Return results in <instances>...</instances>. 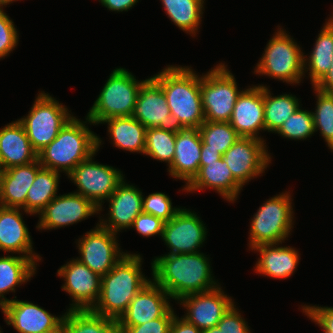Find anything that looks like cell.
<instances>
[{"instance_id":"cell-1","label":"cell","mask_w":333,"mask_h":333,"mask_svg":"<svg viewBox=\"0 0 333 333\" xmlns=\"http://www.w3.org/2000/svg\"><path fill=\"white\" fill-rule=\"evenodd\" d=\"M151 267L153 280L174 300L218 286L208 258L200 252L156 257Z\"/></svg>"},{"instance_id":"cell-2","label":"cell","mask_w":333,"mask_h":333,"mask_svg":"<svg viewBox=\"0 0 333 333\" xmlns=\"http://www.w3.org/2000/svg\"><path fill=\"white\" fill-rule=\"evenodd\" d=\"M141 260L140 255L126 253L101 277L100 295L92 312L116 322L120 319L131 300L150 281L141 272Z\"/></svg>"},{"instance_id":"cell-3","label":"cell","mask_w":333,"mask_h":333,"mask_svg":"<svg viewBox=\"0 0 333 333\" xmlns=\"http://www.w3.org/2000/svg\"><path fill=\"white\" fill-rule=\"evenodd\" d=\"M198 76L189 67L168 66L152 77L162 87L171 115L184 128L198 129L205 122Z\"/></svg>"},{"instance_id":"cell-4","label":"cell","mask_w":333,"mask_h":333,"mask_svg":"<svg viewBox=\"0 0 333 333\" xmlns=\"http://www.w3.org/2000/svg\"><path fill=\"white\" fill-rule=\"evenodd\" d=\"M85 125L73 116L58 136L38 153L40 165L69 175L79 163L95 154L101 140Z\"/></svg>"},{"instance_id":"cell-5","label":"cell","mask_w":333,"mask_h":333,"mask_svg":"<svg viewBox=\"0 0 333 333\" xmlns=\"http://www.w3.org/2000/svg\"><path fill=\"white\" fill-rule=\"evenodd\" d=\"M131 72L116 68L110 74L98 98L89 110L86 120L91 124L115 117L131 116L141 85Z\"/></svg>"},{"instance_id":"cell-6","label":"cell","mask_w":333,"mask_h":333,"mask_svg":"<svg viewBox=\"0 0 333 333\" xmlns=\"http://www.w3.org/2000/svg\"><path fill=\"white\" fill-rule=\"evenodd\" d=\"M280 28L269 40L254 72L287 83H300L304 75V55L297 43Z\"/></svg>"},{"instance_id":"cell-7","label":"cell","mask_w":333,"mask_h":333,"mask_svg":"<svg viewBox=\"0 0 333 333\" xmlns=\"http://www.w3.org/2000/svg\"><path fill=\"white\" fill-rule=\"evenodd\" d=\"M237 88L235 77L222 63L200 77L205 121H230L235 103L242 92Z\"/></svg>"},{"instance_id":"cell-8","label":"cell","mask_w":333,"mask_h":333,"mask_svg":"<svg viewBox=\"0 0 333 333\" xmlns=\"http://www.w3.org/2000/svg\"><path fill=\"white\" fill-rule=\"evenodd\" d=\"M282 193L266 201L254 215L250 227V248L262 244H279L292 230V200Z\"/></svg>"},{"instance_id":"cell-9","label":"cell","mask_w":333,"mask_h":333,"mask_svg":"<svg viewBox=\"0 0 333 333\" xmlns=\"http://www.w3.org/2000/svg\"><path fill=\"white\" fill-rule=\"evenodd\" d=\"M29 114L18 119L24 126L34 150L39 153L73 117L62 104L47 93H39Z\"/></svg>"},{"instance_id":"cell-10","label":"cell","mask_w":333,"mask_h":333,"mask_svg":"<svg viewBox=\"0 0 333 333\" xmlns=\"http://www.w3.org/2000/svg\"><path fill=\"white\" fill-rule=\"evenodd\" d=\"M93 156L94 154L79 163L68 177L79 188V192L75 193L91 200L100 211L103 200H107L112 195L124 177L121 171L94 162Z\"/></svg>"},{"instance_id":"cell-11","label":"cell","mask_w":333,"mask_h":333,"mask_svg":"<svg viewBox=\"0 0 333 333\" xmlns=\"http://www.w3.org/2000/svg\"><path fill=\"white\" fill-rule=\"evenodd\" d=\"M146 128H160L176 134L184 129L179 119L171 115L162 87L152 78L141 85L131 115Z\"/></svg>"},{"instance_id":"cell-12","label":"cell","mask_w":333,"mask_h":333,"mask_svg":"<svg viewBox=\"0 0 333 333\" xmlns=\"http://www.w3.org/2000/svg\"><path fill=\"white\" fill-rule=\"evenodd\" d=\"M264 140L240 137L223 155L233 178L243 187L271 163Z\"/></svg>"},{"instance_id":"cell-13","label":"cell","mask_w":333,"mask_h":333,"mask_svg":"<svg viewBox=\"0 0 333 333\" xmlns=\"http://www.w3.org/2000/svg\"><path fill=\"white\" fill-rule=\"evenodd\" d=\"M98 225V226H97ZM95 229L87 232L86 235L78 240V249L81 253V263L99 276L108 273L126 254L120 252L116 233L111 232L99 224Z\"/></svg>"},{"instance_id":"cell-14","label":"cell","mask_w":333,"mask_h":333,"mask_svg":"<svg viewBox=\"0 0 333 333\" xmlns=\"http://www.w3.org/2000/svg\"><path fill=\"white\" fill-rule=\"evenodd\" d=\"M206 234L200 217L190 210L180 209L164 223L161 237L170 248L168 254H191L199 252L197 248L205 241Z\"/></svg>"},{"instance_id":"cell-15","label":"cell","mask_w":333,"mask_h":333,"mask_svg":"<svg viewBox=\"0 0 333 333\" xmlns=\"http://www.w3.org/2000/svg\"><path fill=\"white\" fill-rule=\"evenodd\" d=\"M219 285L209 291L183 296L178 301L188 311L182 317L188 323L194 324L201 331L217 326L218 322L234 304L225 295Z\"/></svg>"},{"instance_id":"cell-16","label":"cell","mask_w":333,"mask_h":333,"mask_svg":"<svg viewBox=\"0 0 333 333\" xmlns=\"http://www.w3.org/2000/svg\"><path fill=\"white\" fill-rule=\"evenodd\" d=\"M58 275L65 278L62 289L68 292L75 302L69 310H91L94 307L100 295L101 276L78 259L61 266Z\"/></svg>"},{"instance_id":"cell-17","label":"cell","mask_w":333,"mask_h":333,"mask_svg":"<svg viewBox=\"0 0 333 333\" xmlns=\"http://www.w3.org/2000/svg\"><path fill=\"white\" fill-rule=\"evenodd\" d=\"M99 208L78 193L56 196L39 213L38 229H55L71 225L98 213Z\"/></svg>"},{"instance_id":"cell-18","label":"cell","mask_w":333,"mask_h":333,"mask_svg":"<svg viewBox=\"0 0 333 333\" xmlns=\"http://www.w3.org/2000/svg\"><path fill=\"white\" fill-rule=\"evenodd\" d=\"M170 295L154 280H150L135 295L117 326H137L161 318L170 308Z\"/></svg>"},{"instance_id":"cell-19","label":"cell","mask_w":333,"mask_h":333,"mask_svg":"<svg viewBox=\"0 0 333 333\" xmlns=\"http://www.w3.org/2000/svg\"><path fill=\"white\" fill-rule=\"evenodd\" d=\"M1 310L5 321L19 333H47L62 325L64 315L56 317L27 301L11 299Z\"/></svg>"},{"instance_id":"cell-20","label":"cell","mask_w":333,"mask_h":333,"mask_svg":"<svg viewBox=\"0 0 333 333\" xmlns=\"http://www.w3.org/2000/svg\"><path fill=\"white\" fill-rule=\"evenodd\" d=\"M241 137L257 139L259 130H265L263 85L242 90L229 121Z\"/></svg>"},{"instance_id":"cell-21","label":"cell","mask_w":333,"mask_h":333,"mask_svg":"<svg viewBox=\"0 0 333 333\" xmlns=\"http://www.w3.org/2000/svg\"><path fill=\"white\" fill-rule=\"evenodd\" d=\"M107 200L110 203L108 224L102 220L99 225L113 233L131 228L134 219L143 212L142 192L124 180Z\"/></svg>"},{"instance_id":"cell-22","label":"cell","mask_w":333,"mask_h":333,"mask_svg":"<svg viewBox=\"0 0 333 333\" xmlns=\"http://www.w3.org/2000/svg\"><path fill=\"white\" fill-rule=\"evenodd\" d=\"M202 139L196 128H184L176 133L175 154L168 168L174 178L186 181V186L200 170Z\"/></svg>"},{"instance_id":"cell-23","label":"cell","mask_w":333,"mask_h":333,"mask_svg":"<svg viewBox=\"0 0 333 333\" xmlns=\"http://www.w3.org/2000/svg\"><path fill=\"white\" fill-rule=\"evenodd\" d=\"M42 166L39 160L0 171V206L21 208L26 212V197Z\"/></svg>"},{"instance_id":"cell-24","label":"cell","mask_w":333,"mask_h":333,"mask_svg":"<svg viewBox=\"0 0 333 333\" xmlns=\"http://www.w3.org/2000/svg\"><path fill=\"white\" fill-rule=\"evenodd\" d=\"M38 160L21 122L15 121L0 129V171Z\"/></svg>"},{"instance_id":"cell-25","label":"cell","mask_w":333,"mask_h":333,"mask_svg":"<svg viewBox=\"0 0 333 333\" xmlns=\"http://www.w3.org/2000/svg\"><path fill=\"white\" fill-rule=\"evenodd\" d=\"M208 187L216 190L230 202L235 201L242 189V186L233 178L223 158L206 162V165L200 168L198 174L184 189L192 192Z\"/></svg>"},{"instance_id":"cell-26","label":"cell","mask_w":333,"mask_h":333,"mask_svg":"<svg viewBox=\"0 0 333 333\" xmlns=\"http://www.w3.org/2000/svg\"><path fill=\"white\" fill-rule=\"evenodd\" d=\"M19 209L0 206V250L39 257L33 253L31 236Z\"/></svg>"},{"instance_id":"cell-27","label":"cell","mask_w":333,"mask_h":333,"mask_svg":"<svg viewBox=\"0 0 333 333\" xmlns=\"http://www.w3.org/2000/svg\"><path fill=\"white\" fill-rule=\"evenodd\" d=\"M277 244H262L252 250L259 251L260 258L256 264V272L271 278L290 277L299 262L298 251L291 247H278Z\"/></svg>"},{"instance_id":"cell-28","label":"cell","mask_w":333,"mask_h":333,"mask_svg":"<svg viewBox=\"0 0 333 333\" xmlns=\"http://www.w3.org/2000/svg\"><path fill=\"white\" fill-rule=\"evenodd\" d=\"M40 257L4 256L0 257V308L10 300L4 297L6 292H15V287L27 282L36 271V261Z\"/></svg>"},{"instance_id":"cell-29","label":"cell","mask_w":333,"mask_h":333,"mask_svg":"<svg viewBox=\"0 0 333 333\" xmlns=\"http://www.w3.org/2000/svg\"><path fill=\"white\" fill-rule=\"evenodd\" d=\"M108 123L113 144L130 152H145L146 127L132 116L115 117L102 121Z\"/></svg>"},{"instance_id":"cell-30","label":"cell","mask_w":333,"mask_h":333,"mask_svg":"<svg viewBox=\"0 0 333 333\" xmlns=\"http://www.w3.org/2000/svg\"><path fill=\"white\" fill-rule=\"evenodd\" d=\"M314 46L309 58L307 59L304 56V70L308 69L310 71L312 86H316L324 78L333 61V26L329 21L326 22L319 33Z\"/></svg>"},{"instance_id":"cell-31","label":"cell","mask_w":333,"mask_h":333,"mask_svg":"<svg viewBox=\"0 0 333 333\" xmlns=\"http://www.w3.org/2000/svg\"><path fill=\"white\" fill-rule=\"evenodd\" d=\"M59 172L41 167L26 197V213H40L57 195Z\"/></svg>"},{"instance_id":"cell-32","label":"cell","mask_w":333,"mask_h":333,"mask_svg":"<svg viewBox=\"0 0 333 333\" xmlns=\"http://www.w3.org/2000/svg\"><path fill=\"white\" fill-rule=\"evenodd\" d=\"M66 333H118L117 322L91 310H69L64 314Z\"/></svg>"},{"instance_id":"cell-33","label":"cell","mask_w":333,"mask_h":333,"mask_svg":"<svg viewBox=\"0 0 333 333\" xmlns=\"http://www.w3.org/2000/svg\"><path fill=\"white\" fill-rule=\"evenodd\" d=\"M264 125L268 132H277L283 123L299 108L298 98L290 94L271 96L263 85Z\"/></svg>"},{"instance_id":"cell-34","label":"cell","mask_w":333,"mask_h":333,"mask_svg":"<svg viewBox=\"0 0 333 333\" xmlns=\"http://www.w3.org/2000/svg\"><path fill=\"white\" fill-rule=\"evenodd\" d=\"M168 17L183 31L195 34L205 0H161Z\"/></svg>"},{"instance_id":"cell-35","label":"cell","mask_w":333,"mask_h":333,"mask_svg":"<svg viewBox=\"0 0 333 333\" xmlns=\"http://www.w3.org/2000/svg\"><path fill=\"white\" fill-rule=\"evenodd\" d=\"M198 130L202 145L222 155L241 137L229 122L205 121Z\"/></svg>"},{"instance_id":"cell-36","label":"cell","mask_w":333,"mask_h":333,"mask_svg":"<svg viewBox=\"0 0 333 333\" xmlns=\"http://www.w3.org/2000/svg\"><path fill=\"white\" fill-rule=\"evenodd\" d=\"M176 134L160 128H147L145 137V155L165 161L171 165L175 154Z\"/></svg>"},{"instance_id":"cell-37","label":"cell","mask_w":333,"mask_h":333,"mask_svg":"<svg viewBox=\"0 0 333 333\" xmlns=\"http://www.w3.org/2000/svg\"><path fill=\"white\" fill-rule=\"evenodd\" d=\"M317 93V106L312 112L314 130H320L328 147L333 144V93L324 92L313 86Z\"/></svg>"},{"instance_id":"cell-38","label":"cell","mask_w":333,"mask_h":333,"mask_svg":"<svg viewBox=\"0 0 333 333\" xmlns=\"http://www.w3.org/2000/svg\"><path fill=\"white\" fill-rule=\"evenodd\" d=\"M315 132L312 112L300 107L283 123L278 134L292 140H303Z\"/></svg>"},{"instance_id":"cell-39","label":"cell","mask_w":333,"mask_h":333,"mask_svg":"<svg viewBox=\"0 0 333 333\" xmlns=\"http://www.w3.org/2000/svg\"><path fill=\"white\" fill-rule=\"evenodd\" d=\"M143 212L152 214L164 222L173 218L180 208H173L170 198L161 192L149 194L143 198Z\"/></svg>"},{"instance_id":"cell-40","label":"cell","mask_w":333,"mask_h":333,"mask_svg":"<svg viewBox=\"0 0 333 333\" xmlns=\"http://www.w3.org/2000/svg\"><path fill=\"white\" fill-rule=\"evenodd\" d=\"M175 314L172 307L161 317L137 326H117L118 333H170Z\"/></svg>"},{"instance_id":"cell-41","label":"cell","mask_w":333,"mask_h":333,"mask_svg":"<svg viewBox=\"0 0 333 333\" xmlns=\"http://www.w3.org/2000/svg\"><path fill=\"white\" fill-rule=\"evenodd\" d=\"M17 43L18 33L14 23L0 7V59L9 55Z\"/></svg>"},{"instance_id":"cell-42","label":"cell","mask_w":333,"mask_h":333,"mask_svg":"<svg viewBox=\"0 0 333 333\" xmlns=\"http://www.w3.org/2000/svg\"><path fill=\"white\" fill-rule=\"evenodd\" d=\"M164 223L165 222L160 218H157L152 214L142 212L134 219L131 228H135L140 235L145 237L156 234L162 236Z\"/></svg>"},{"instance_id":"cell-43","label":"cell","mask_w":333,"mask_h":333,"mask_svg":"<svg viewBox=\"0 0 333 333\" xmlns=\"http://www.w3.org/2000/svg\"><path fill=\"white\" fill-rule=\"evenodd\" d=\"M233 304L229 310L224 314L217 326L222 333H250V329L246 324L245 319H242L239 312Z\"/></svg>"},{"instance_id":"cell-44","label":"cell","mask_w":333,"mask_h":333,"mask_svg":"<svg viewBox=\"0 0 333 333\" xmlns=\"http://www.w3.org/2000/svg\"><path fill=\"white\" fill-rule=\"evenodd\" d=\"M303 312L318 324L324 333H333V307L303 306Z\"/></svg>"},{"instance_id":"cell-45","label":"cell","mask_w":333,"mask_h":333,"mask_svg":"<svg viewBox=\"0 0 333 333\" xmlns=\"http://www.w3.org/2000/svg\"><path fill=\"white\" fill-rule=\"evenodd\" d=\"M170 333H203V331L175 315L170 326Z\"/></svg>"},{"instance_id":"cell-46","label":"cell","mask_w":333,"mask_h":333,"mask_svg":"<svg viewBox=\"0 0 333 333\" xmlns=\"http://www.w3.org/2000/svg\"><path fill=\"white\" fill-rule=\"evenodd\" d=\"M104 7L110 11H128L138 2V0H99Z\"/></svg>"},{"instance_id":"cell-47","label":"cell","mask_w":333,"mask_h":333,"mask_svg":"<svg viewBox=\"0 0 333 333\" xmlns=\"http://www.w3.org/2000/svg\"><path fill=\"white\" fill-rule=\"evenodd\" d=\"M222 158L220 151L207 149V145H202L200 155V168L206 165V162L216 161Z\"/></svg>"},{"instance_id":"cell-48","label":"cell","mask_w":333,"mask_h":333,"mask_svg":"<svg viewBox=\"0 0 333 333\" xmlns=\"http://www.w3.org/2000/svg\"><path fill=\"white\" fill-rule=\"evenodd\" d=\"M315 87L321 91L333 93V61L328 73Z\"/></svg>"},{"instance_id":"cell-49","label":"cell","mask_w":333,"mask_h":333,"mask_svg":"<svg viewBox=\"0 0 333 333\" xmlns=\"http://www.w3.org/2000/svg\"><path fill=\"white\" fill-rule=\"evenodd\" d=\"M203 333H222L218 326H213L210 329L204 330Z\"/></svg>"},{"instance_id":"cell-50","label":"cell","mask_w":333,"mask_h":333,"mask_svg":"<svg viewBox=\"0 0 333 333\" xmlns=\"http://www.w3.org/2000/svg\"><path fill=\"white\" fill-rule=\"evenodd\" d=\"M47 333H66L65 330H64V327H63V324L57 328L56 330H53V331H50V332H47Z\"/></svg>"},{"instance_id":"cell-51","label":"cell","mask_w":333,"mask_h":333,"mask_svg":"<svg viewBox=\"0 0 333 333\" xmlns=\"http://www.w3.org/2000/svg\"><path fill=\"white\" fill-rule=\"evenodd\" d=\"M13 1H17V0H0V7L10 4Z\"/></svg>"},{"instance_id":"cell-52","label":"cell","mask_w":333,"mask_h":333,"mask_svg":"<svg viewBox=\"0 0 333 333\" xmlns=\"http://www.w3.org/2000/svg\"><path fill=\"white\" fill-rule=\"evenodd\" d=\"M328 21L333 26V16Z\"/></svg>"},{"instance_id":"cell-53","label":"cell","mask_w":333,"mask_h":333,"mask_svg":"<svg viewBox=\"0 0 333 333\" xmlns=\"http://www.w3.org/2000/svg\"><path fill=\"white\" fill-rule=\"evenodd\" d=\"M329 148L333 151V144Z\"/></svg>"}]
</instances>
